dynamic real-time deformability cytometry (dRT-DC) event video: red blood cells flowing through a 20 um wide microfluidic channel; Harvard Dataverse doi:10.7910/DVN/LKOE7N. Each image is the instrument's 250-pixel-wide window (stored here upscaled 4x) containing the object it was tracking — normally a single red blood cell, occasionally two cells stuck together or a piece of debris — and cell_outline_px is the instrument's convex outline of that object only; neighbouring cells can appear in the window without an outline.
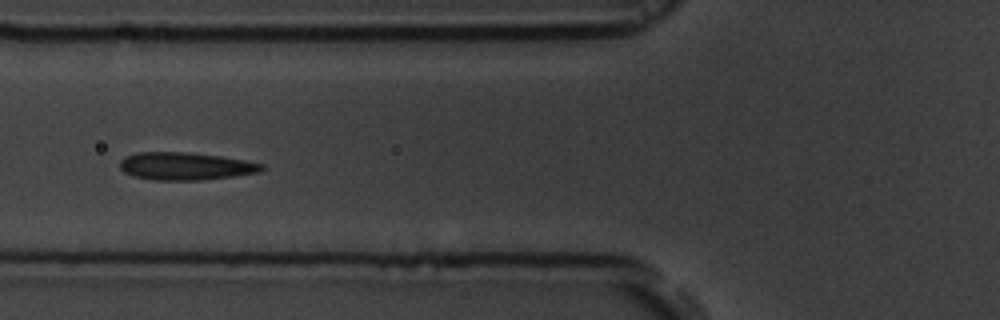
{"species": "common noctule bat (a hibernating species)", "species_latin": "Nyctalus noctula", "temperature_condition": "room temperature", "stored_images_in_passage": 27, "camera_frame_rate_fps": 3000, "um_per_image_px": 0.085, "animal": {"sex": "male", "body_mass_g": 19.5, "forearm_length_mm": 54.6}, "frame": {"image": 1, "passage_image": 8, "time_ms": 2.333, "image_size_px": [1000, 320], "cell_outline_px": [[264, 168], [260, 172], [236, 176], [200, 180], [152, 180], [132, 176], [124, 172], [120, 168], [120, 160], [124, 156], [136, 152], [188, 152], [220, 156], [244, 160], [264, 164]], "centroid_in_image_um": [15.74, 14.12], "position_along_channel_um": 110.1, "area_um2": 23.06}}